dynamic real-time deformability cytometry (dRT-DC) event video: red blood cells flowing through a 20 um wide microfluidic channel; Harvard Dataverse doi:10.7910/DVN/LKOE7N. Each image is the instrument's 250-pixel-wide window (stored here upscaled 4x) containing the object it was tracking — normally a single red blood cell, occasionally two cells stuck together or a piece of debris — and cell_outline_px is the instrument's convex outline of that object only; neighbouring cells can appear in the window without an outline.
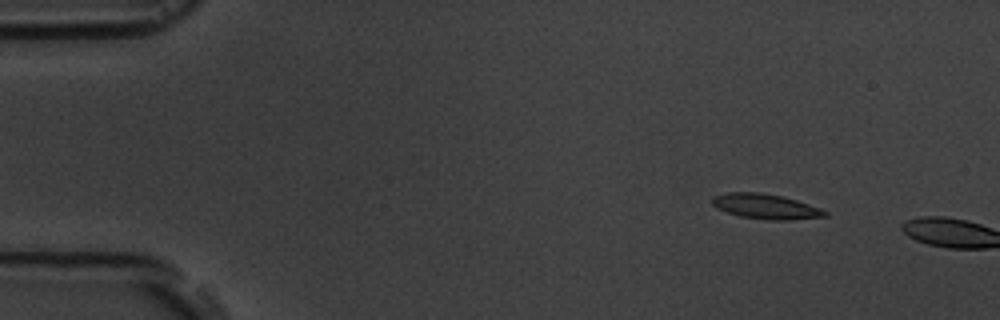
{"species": "common noctule bat (a hibernating species)", "species_latin": "Nyctalus noctula", "temperature_condition": "room temperature", "stored_images_in_passage": 3, "camera_frame_rate_fps": 3000, "um_per_image_px": 0.085, "animal": {"sex": "male", "body_mass_g": 19.5, "forearm_length_mm": 54.6}, "frame": {"image": 1, "passage_image": 2, "time_ms": 1.0, "image_size_px": [1000, 320], "cell_outline_px": [[828, 216], [788, 220], [768, 220], [740, 216], [716, 208], [712, 204], [712, 196], [728, 192], [760, 192], [780, 196], [796, 200], [820, 208], [828, 212]], "centroid_in_image_um": [65.07, 17.55], "position_along_channel_um": 19.9, "area_um2": 16.36}}